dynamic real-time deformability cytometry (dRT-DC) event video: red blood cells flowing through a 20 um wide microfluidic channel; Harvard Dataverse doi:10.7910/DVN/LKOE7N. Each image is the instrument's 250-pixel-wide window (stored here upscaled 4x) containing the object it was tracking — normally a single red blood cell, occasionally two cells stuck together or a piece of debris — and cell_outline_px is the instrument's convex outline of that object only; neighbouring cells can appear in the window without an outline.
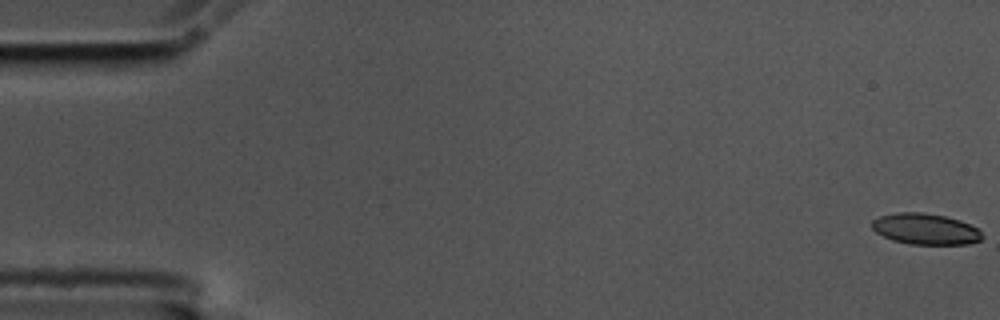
{"species": "common noctule bat (a hibernating species)", "species_latin": "Nyctalus noctula", "temperature_condition": "cold", "stored_images_in_passage": 58, "camera_frame_rate_fps": 3000, "um_per_image_px": 0.085, "animal": {"sex": "male", "body_mass_g": 17.5, "forearm_length_mm": 52.3}, "frame": {"image": 1, "passage_image": 1, "time_ms": 0.0, "image_size_px": [1000, 320], "cell_outline_px": [[984, 236], [980, 240], [968, 244], [908, 244], [892, 240], [876, 232], [872, 228], [872, 220], [880, 216], [896, 212], [920, 212], [944, 216], [960, 220], [976, 228]], "centroid_in_image_um": [78.64, 19.46], "position_along_channel_um": 6.4, "area_um2": 19.83}}
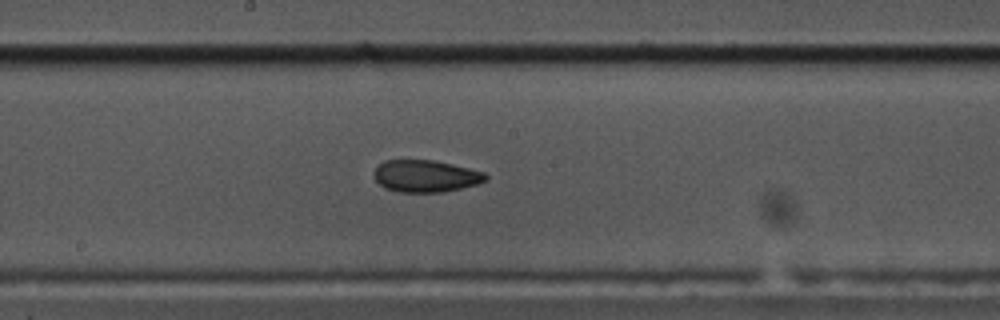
{"frame": {"image": 2, "passage_image": 31, "time_ms": 10.0, "image_size_px": [1000, 320], "cell_outline_px": [[488, 180], [476, 184], [444, 192], [400, 192], [384, 188], [376, 180], [376, 168], [384, 160], [436, 160], [484, 172], [488, 176]], "centroid_in_image_um": [36.21, 14.96], "position_along_channel_um": 212.0, "area_um2": 20.69}}
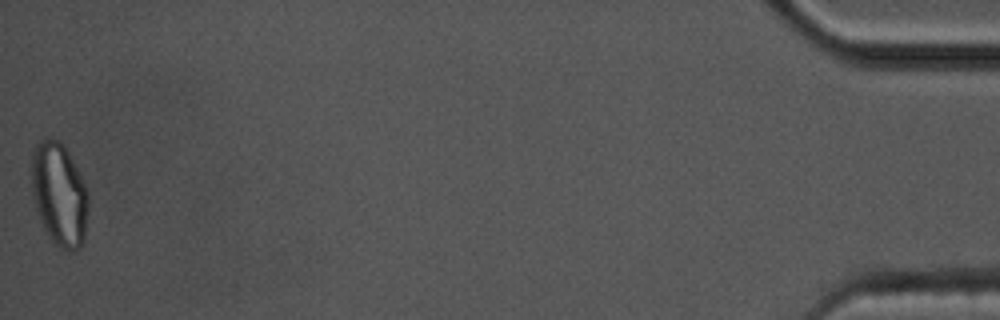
{"frame": {"image": 3, "passage_image": 58, "time_ms": 19.0, "image_size_px": [1000, 320], "cell_outline_px": [[88, 212], [84, 244], [80, 248], [60, 248], [48, 236], [36, 212], [32, 200], [32, 152], [36, 144], [44, 136], [60, 140], [64, 144], [80, 172], [88, 192]], "centroid_in_image_um": [5.04, 16.47], "position_along_channel_um": 430.2, "area_um2": 34.68}, "authors_computed_cell_mechanics": {"area_um2": 21.4149, "velocity_mm_per_s": 3.5109, "shape_relaxation_time_tau1_ms": 7.1926, "shape_relaxation_time_tau2_ms": 3.0222, "deformation_change_tau1": 0.1612, "deformation_change_tau2": 0.0779}}